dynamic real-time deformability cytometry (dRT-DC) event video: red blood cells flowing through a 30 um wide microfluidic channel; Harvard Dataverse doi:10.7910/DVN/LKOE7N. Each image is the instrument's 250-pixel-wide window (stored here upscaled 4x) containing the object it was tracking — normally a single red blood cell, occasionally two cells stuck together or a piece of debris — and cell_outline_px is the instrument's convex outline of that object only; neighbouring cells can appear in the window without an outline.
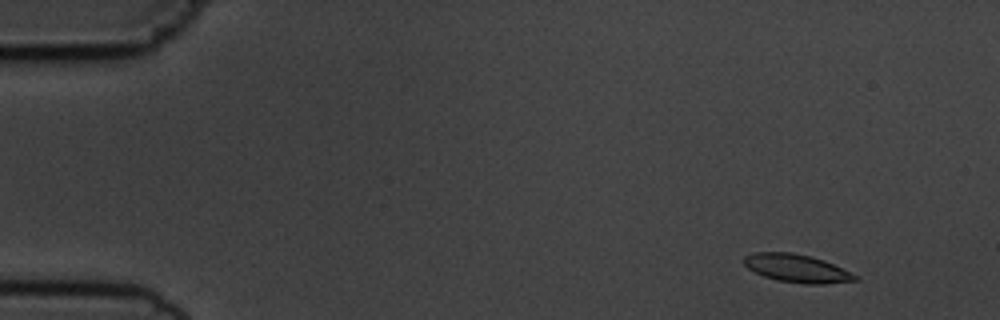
{"species": "common noctule bat (a hibernating species)", "species_latin": "Nyctalus noctula", "temperature_condition": "cold", "stored_images_in_passage": 10, "camera_frame_rate_fps": 3000, "um_per_image_px": 0.085, "animal": {"sex": "male", "body_mass_g": 19.5, "forearm_length_mm": 54.6}, "frame": {"image": 1, "passage_image": 1, "time_ms": 0.0, "image_size_px": [1000, 320], "cell_outline_px": [[860, 280], [824, 284], [804, 284], [776, 280], [764, 276], [748, 268], [744, 264], [744, 256], [756, 252], [792, 252], [812, 256], [824, 260], [860, 276]], "centroid_in_image_um": [67.77, 22.81], "position_along_channel_um": 17.2, "area_um2": 18.32}}
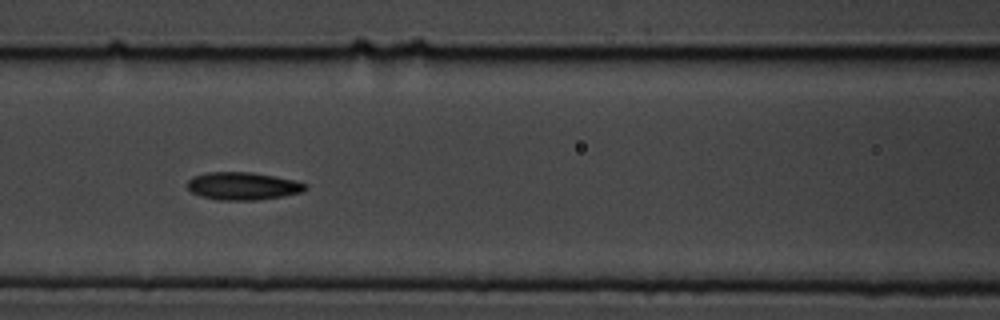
{"frame": {"image": 2, "passage_image": 6, "time_ms": 6.333, "image_size_px": [1000, 320], "cell_outline_px": [[308, 188], [300, 192], [280, 196], [256, 200], [216, 200], [200, 196], [192, 192], [188, 188], [188, 180], [192, 176], [208, 172], [252, 172], [296, 180], [308, 184]], "centroid_in_image_um": [20.63, 15.8], "position_along_channel_um": 146.0, "area_um2": 19.07}}
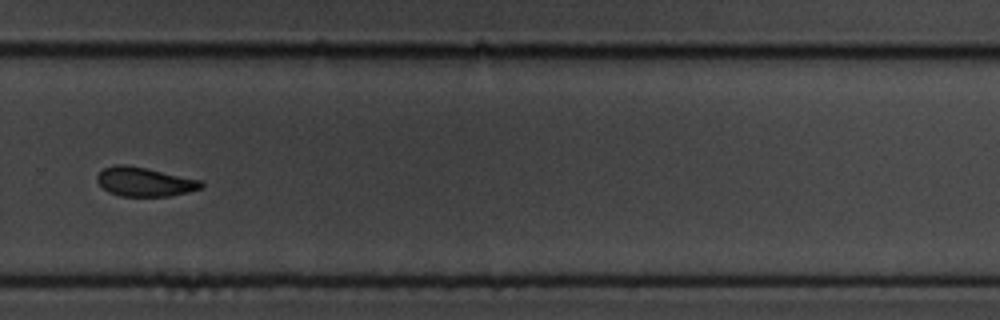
{"frame": {"image": 3, "passage_image": 10, "time_ms": 11.0, "image_size_px": [1000, 320], "cell_outline_px": [[204, 184], [200, 188], [188, 192], [168, 196], [120, 196], [108, 192], [96, 180], [96, 176], [104, 168], [116, 164], [124, 164], [144, 168], [200, 180]], "centroid_in_image_um": [12.25, 15.46], "position_along_channel_um": 317.6, "area_um2": 17.34}}